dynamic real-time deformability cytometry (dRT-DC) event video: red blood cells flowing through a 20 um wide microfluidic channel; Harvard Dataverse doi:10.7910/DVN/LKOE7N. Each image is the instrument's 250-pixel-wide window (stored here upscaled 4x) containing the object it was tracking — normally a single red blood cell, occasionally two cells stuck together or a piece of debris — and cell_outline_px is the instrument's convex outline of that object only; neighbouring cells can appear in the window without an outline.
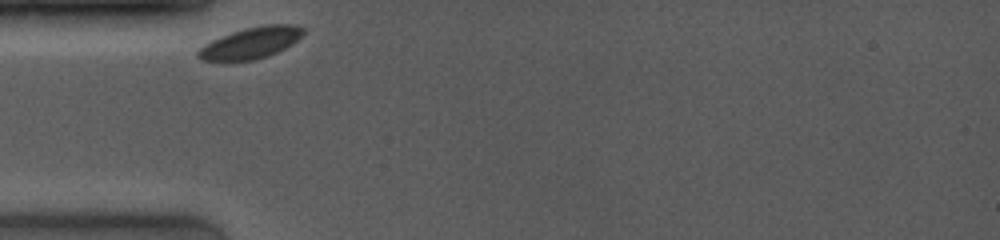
{"species": "common noctule bat (a hibernating species)", "species_latin": "Nyctalus noctula", "temperature_condition": "room temperature", "stored_images_in_passage": 21, "camera_frame_rate_fps": 4000, "um_per_image_px": 0.085, "animal": {"sex": "female", "body_mass_g": 19.0, "forearm_length_mm": 53.3}, "frame": {"image": 1, "passage_image": 1, "time_ms": 0.0, "image_size_px": [1000, 240], "cell_outline_px": [[304, 32], [292, 44], [268, 56], [252, 60], [224, 64], [200, 60], [196, 56], [196, 52], [204, 44], [212, 40], [232, 32], [244, 28], [264, 24], [292, 24], [304, 28]], "centroid_in_image_um": [21.23, 3.69], "position_along_channel_um": 63.8, "area_um2": 19.77}}
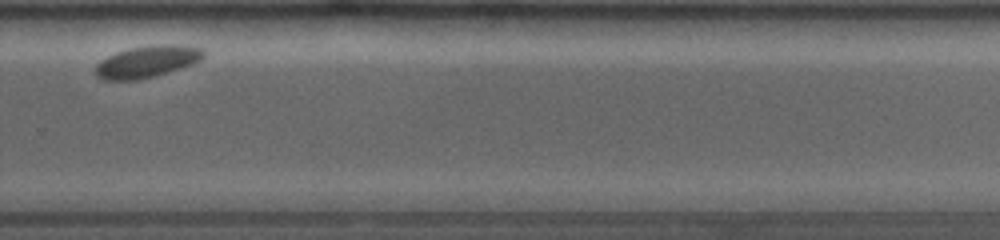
{"frame": {"image": 2, "passage_image": 15, "time_ms": 7.25, "image_size_px": [1000, 240], "cell_outline_px": [[204, 56], [200, 60], [192, 64], [168, 72], [136, 80], [104, 80], [96, 76], [96, 64], [100, 60], [116, 52], [128, 48], [160, 44], [176, 44], [200, 48], [204, 52]], "centroid_in_image_um": [12.48, 5.23], "position_along_channel_um": 317.3, "area_um2": 19.88}}
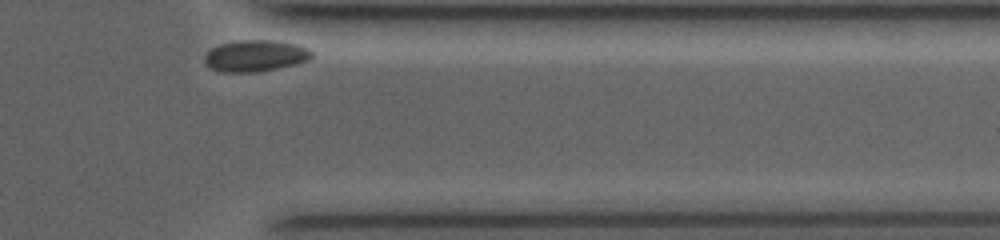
{"frame": {"image": 3, "passage_image": 21, "time_ms": 9.25, "image_size_px": [1000, 240], "cell_outline_px": [[312, 56], [308, 60], [296, 64], [256, 72], [220, 72], [212, 68], [204, 60], [204, 56], [212, 48], [220, 44], [240, 40], [272, 40], [300, 44], [308, 48], [312, 52]], "centroid_in_image_um": [21.73, 4.73], "position_along_channel_um": 389.7, "area_um2": 19.59}}